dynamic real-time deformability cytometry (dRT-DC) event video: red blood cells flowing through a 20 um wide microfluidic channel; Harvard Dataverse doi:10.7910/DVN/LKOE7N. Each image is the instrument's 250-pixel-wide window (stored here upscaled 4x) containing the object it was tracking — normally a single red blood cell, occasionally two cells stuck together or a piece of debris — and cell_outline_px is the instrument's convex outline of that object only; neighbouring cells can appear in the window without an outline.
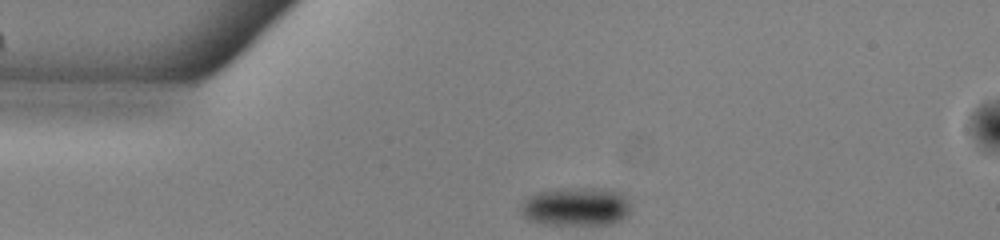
{"species": "common noctule bat (a hibernating species)", "species_latin": "Nyctalus noctula", "temperature_condition": "warm", "stored_images_in_passage": 34, "camera_frame_rate_fps": 3000, "um_per_image_px": 0.085, "animal": {"sex": "male", "body_mass_g": 13.0, "forearm_length_mm": 53.1}, "frame": {"image": 1, "passage_image": 1, "time_ms": 0.0, "image_size_px": [1000, 240], "cell_outline_px": [[628, 216], [612, 224], [544, 224], [528, 220], [520, 212], [524, 200], [528, 196], [536, 192], [556, 188], [604, 188], [620, 192], [628, 196]], "centroid_in_image_um": [48.95, 17.54], "position_along_channel_um": 36.0, "area_um2": 24.91}}
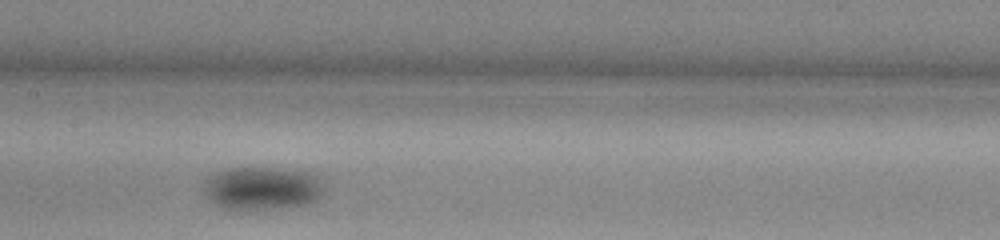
{"frame": {"image": 2, "passage_image": 15, "time_ms": 4.667, "image_size_px": [1000, 240], "cell_outline_px": [[324, 192], [316, 200], [304, 204], [264, 208], [224, 208], [216, 204], [204, 192], [204, 180], [208, 176], [224, 168], [276, 168], [308, 172], [320, 184]], "centroid_in_image_um": [22.21, 15.97], "position_along_channel_um": 185.2, "area_um2": 29.25}}
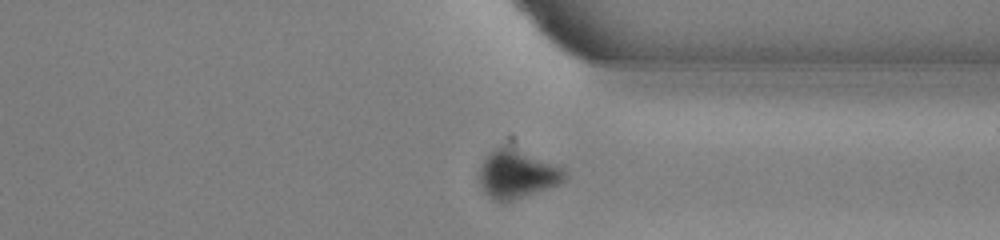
{"frame": {"image": 3, "passage_image": 29, "time_ms": 9.333, "image_size_px": [1000, 240], "cell_outline_px": [[568, 176], [560, 184], [504, 204], [500, 204], [492, 200], [484, 192], [480, 184], [480, 164], [488, 152], [500, 144], [504, 144], [564, 168], [568, 172]], "centroid_in_image_um": [43.92, 14.83], "position_along_channel_um": 367.5, "area_um2": 24.57}, "authors_computed_cell_mechanics": {"area_um2": 27.8885, "velocity_mm_per_s": 3.9452, "shape_relaxation_time_tau1_ms": 2.6051, "shape_relaxation_time_tau2_ms": null, "deformation_change_tau1": 0.1009, "deformation_change_tau2": null}}